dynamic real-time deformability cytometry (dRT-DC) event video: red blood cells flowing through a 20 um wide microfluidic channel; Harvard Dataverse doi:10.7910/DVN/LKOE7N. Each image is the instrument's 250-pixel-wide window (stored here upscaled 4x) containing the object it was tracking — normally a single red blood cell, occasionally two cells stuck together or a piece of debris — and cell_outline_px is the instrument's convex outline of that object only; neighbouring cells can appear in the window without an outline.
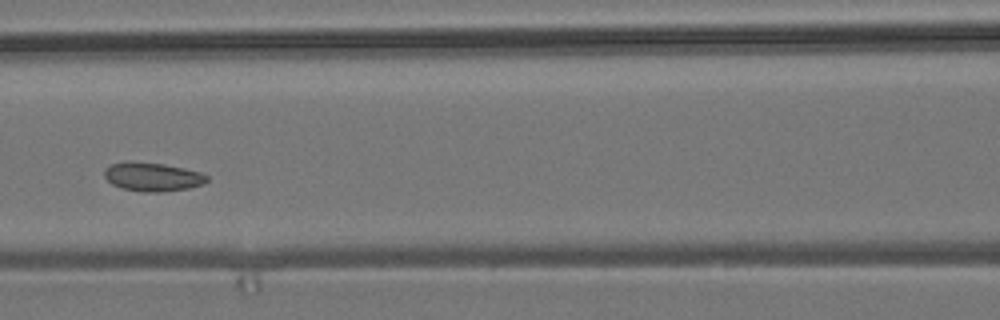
{"species": "common noctule bat (a hibernating species)", "species_latin": "Nyctalus noctula", "temperature_condition": "room temperature", "stored_images_in_passage": 6, "camera_frame_rate_fps": 3000, "um_per_image_px": 0.085, "animal": {"sex": "male", "body_mass_g": 19.2, "forearm_length_mm": 51.8}, "frame": {"image": 1, "passage_image": 6, "time_ms": 1.667, "image_size_px": [1000, 320], "cell_outline_px": [[208, 180], [204, 184], [188, 188], [160, 192], [144, 192], [124, 188], [112, 184], [104, 176], [104, 168], [112, 164], [124, 160], [164, 164], [184, 168], [200, 172], [208, 176]], "centroid_in_image_um": [12.95, 15.01], "position_along_channel_um": 153.6, "area_um2": 17.22}}